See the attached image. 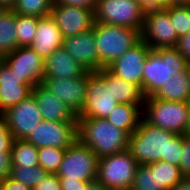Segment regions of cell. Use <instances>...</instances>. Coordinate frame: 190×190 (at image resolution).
<instances>
[{"label":"cell","mask_w":190,"mask_h":190,"mask_svg":"<svg viewBox=\"0 0 190 190\" xmlns=\"http://www.w3.org/2000/svg\"><path fill=\"white\" fill-rule=\"evenodd\" d=\"M0 190H32L20 181L8 177L4 182L0 183Z\"/></svg>","instance_id":"60d3db41"},{"label":"cell","mask_w":190,"mask_h":190,"mask_svg":"<svg viewBox=\"0 0 190 190\" xmlns=\"http://www.w3.org/2000/svg\"><path fill=\"white\" fill-rule=\"evenodd\" d=\"M17 47L16 14L12 10H5L0 17V59Z\"/></svg>","instance_id":"cb8c5ba5"},{"label":"cell","mask_w":190,"mask_h":190,"mask_svg":"<svg viewBox=\"0 0 190 190\" xmlns=\"http://www.w3.org/2000/svg\"><path fill=\"white\" fill-rule=\"evenodd\" d=\"M187 68H188L189 75H190V64L187 66Z\"/></svg>","instance_id":"f907efd6"},{"label":"cell","mask_w":190,"mask_h":190,"mask_svg":"<svg viewBox=\"0 0 190 190\" xmlns=\"http://www.w3.org/2000/svg\"><path fill=\"white\" fill-rule=\"evenodd\" d=\"M180 170L184 177L190 178V136L183 135L182 154L180 155Z\"/></svg>","instance_id":"e575fe53"},{"label":"cell","mask_w":190,"mask_h":190,"mask_svg":"<svg viewBox=\"0 0 190 190\" xmlns=\"http://www.w3.org/2000/svg\"><path fill=\"white\" fill-rule=\"evenodd\" d=\"M97 0H54V4L95 9Z\"/></svg>","instance_id":"ab89813d"},{"label":"cell","mask_w":190,"mask_h":190,"mask_svg":"<svg viewBox=\"0 0 190 190\" xmlns=\"http://www.w3.org/2000/svg\"><path fill=\"white\" fill-rule=\"evenodd\" d=\"M135 1L140 5L141 14L144 18L164 10V8L157 0H135Z\"/></svg>","instance_id":"8d00e7d4"},{"label":"cell","mask_w":190,"mask_h":190,"mask_svg":"<svg viewBox=\"0 0 190 190\" xmlns=\"http://www.w3.org/2000/svg\"><path fill=\"white\" fill-rule=\"evenodd\" d=\"M117 104L113 74L107 68L87 71L86 98L78 118H106Z\"/></svg>","instance_id":"5b68a950"},{"label":"cell","mask_w":190,"mask_h":190,"mask_svg":"<svg viewBox=\"0 0 190 190\" xmlns=\"http://www.w3.org/2000/svg\"><path fill=\"white\" fill-rule=\"evenodd\" d=\"M49 173L40 166L21 167L12 166L11 178L20 181L31 189L44 179Z\"/></svg>","instance_id":"4dcf8cb0"},{"label":"cell","mask_w":190,"mask_h":190,"mask_svg":"<svg viewBox=\"0 0 190 190\" xmlns=\"http://www.w3.org/2000/svg\"><path fill=\"white\" fill-rule=\"evenodd\" d=\"M38 27V17L16 15V35L18 46H29Z\"/></svg>","instance_id":"f1b7e54d"},{"label":"cell","mask_w":190,"mask_h":190,"mask_svg":"<svg viewBox=\"0 0 190 190\" xmlns=\"http://www.w3.org/2000/svg\"><path fill=\"white\" fill-rule=\"evenodd\" d=\"M128 190H138V189H134V188L131 187V188H129Z\"/></svg>","instance_id":"816d5d0a"},{"label":"cell","mask_w":190,"mask_h":190,"mask_svg":"<svg viewBox=\"0 0 190 190\" xmlns=\"http://www.w3.org/2000/svg\"><path fill=\"white\" fill-rule=\"evenodd\" d=\"M130 135L106 118H78L77 140L88 146L98 158L128 150Z\"/></svg>","instance_id":"7a4b0ae2"},{"label":"cell","mask_w":190,"mask_h":190,"mask_svg":"<svg viewBox=\"0 0 190 190\" xmlns=\"http://www.w3.org/2000/svg\"><path fill=\"white\" fill-rule=\"evenodd\" d=\"M86 72L63 47L53 51L45 59L44 77L68 79L83 76Z\"/></svg>","instance_id":"44dd1931"},{"label":"cell","mask_w":190,"mask_h":190,"mask_svg":"<svg viewBox=\"0 0 190 190\" xmlns=\"http://www.w3.org/2000/svg\"><path fill=\"white\" fill-rule=\"evenodd\" d=\"M94 21L131 28L141 33L144 17L135 0H97Z\"/></svg>","instance_id":"ba28073f"},{"label":"cell","mask_w":190,"mask_h":190,"mask_svg":"<svg viewBox=\"0 0 190 190\" xmlns=\"http://www.w3.org/2000/svg\"><path fill=\"white\" fill-rule=\"evenodd\" d=\"M81 190H108V189L96 179L88 182L85 188H82Z\"/></svg>","instance_id":"7bdbcfd3"},{"label":"cell","mask_w":190,"mask_h":190,"mask_svg":"<svg viewBox=\"0 0 190 190\" xmlns=\"http://www.w3.org/2000/svg\"><path fill=\"white\" fill-rule=\"evenodd\" d=\"M3 115L14 139H25L31 130L35 129L36 125L43 120L33 93L19 104L9 108Z\"/></svg>","instance_id":"7c38bea8"},{"label":"cell","mask_w":190,"mask_h":190,"mask_svg":"<svg viewBox=\"0 0 190 190\" xmlns=\"http://www.w3.org/2000/svg\"><path fill=\"white\" fill-rule=\"evenodd\" d=\"M66 149L54 147L38 148V164L48 173L56 174L65 155Z\"/></svg>","instance_id":"f546056e"},{"label":"cell","mask_w":190,"mask_h":190,"mask_svg":"<svg viewBox=\"0 0 190 190\" xmlns=\"http://www.w3.org/2000/svg\"><path fill=\"white\" fill-rule=\"evenodd\" d=\"M32 190H61V184L57 174L49 173L44 179L36 184Z\"/></svg>","instance_id":"d590c367"},{"label":"cell","mask_w":190,"mask_h":190,"mask_svg":"<svg viewBox=\"0 0 190 190\" xmlns=\"http://www.w3.org/2000/svg\"><path fill=\"white\" fill-rule=\"evenodd\" d=\"M42 85L59 97L78 116L86 98L87 72L76 78L44 77Z\"/></svg>","instance_id":"2e32d148"},{"label":"cell","mask_w":190,"mask_h":190,"mask_svg":"<svg viewBox=\"0 0 190 190\" xmlns=\"http://www.w3.org/2000/svg\"><path fill=\"white\" fill-rule=\"evenodd\" d=\"M161 6L166 9L172 6V0H157Z\"/></svg>","instance_id":"bcb514c9"},{"label":"cell","mask_w":190,"mask_h":190,"mask_svg":"<svg viewBox=\"0 0 190 190\" xmlns=\"http://www.w3.org/2000/svg\"><path fill=\"white\" fill-rule=\"evenodd\" d=\"M62 47L88 72L98 71V55L94 26L91 30L71 37H64Z\"/></svg>","instance_id":"e0dca14e"},{"label":"cell","mask_w":190,"mask_h":190,"mask_svg":"<svg viewBox=\"0 0 190 190\" xmlns=\"http://www.w3.org/2000/svg\"><path fill=\"white\" fill-rule=\"evenodd\" d=\"M142 107L135 104H117L106 119L115 127L131 135L142 120Z\"/></svg>","instance_id":"603a6c76"},{"label":"cell","mask_w":190,"mask_h":190,"mask_svg":"<svg viewBox=\"0 0 190 190\" xmlns=\"http://www.w3.org/2000/svg\"><path fill=\"white\" fill-rule=\"evenodd\" d=\"M98 156L88 147L76 140L70 145L56 173L59 178L90 182L96 180Z\"/></svg>","instance_id":"9c48e42d"},{"label":"cell","mask_w":190,"mask_h":190,"mask_svg":"<svg viewBox=\"0 0 190 190\" xmlns=\"http://www.w3.org/2000/svg\"><path fill=\"white\" fill-rule=\"evenodd\" d=\"M148 166L150 168H156L157 190L172 189L184 178L180 167L172 163L159 160Z\"/></svg>","instance_id":"4316f807"},{"label":"cell","mask_w":190,"mask_h":190,"mask_svg":"<svg viewBox=\"0 0 190 190\" xmlns=\"http://www.w3.org/2000/svg\"><path fill=\"white\" fill-rule=\"evenodd\" d=\"M189 102L161 100L153 96L145 98L142 118L153 126L186 134Z\"/></svg>","instance_id":"8992f818"},{"label":"cell","mask_w":190,"mask_h":190,"mask_svg":"<svg viewBox=\"0 0 190 190\" xmlns=\"http://www.w3.org/2000/svg\"><path fill=\"white\" fill-rule=\"evenodd\" d=\"M4 12H5V9H4L2 6H0V17H1V15H2Z\"/></svg>","instance_id":"681fc988"},{"label":"cell","mask_w":190,"mask_h":190,"mask_svg":"<svg viewBox=\"0 0 190 190\" xmlns=\"http://www.w3.org/2000/svg\"><path fill=\"white\" fill-rule=\"evenodd\" d=\"M184 57L187 64H190V31L178 38V43L175 47Z\"/></svg>","instance_id":"f35d334b"},{"label":"cell","mask_w":190,"mask_h":190,"mask_svg":"<svg viewBox=\"0 0 190 190\" xmlns=\"http://www.w3.org/2000/svg\"><path fill=\"white\" fill-rule=\"evenodd\" d=\"M169 190H190V178L184 177L179 183Z\"/></svg>","instance_id":"ee69618b"},{"label":"cell","mask_w":190,"mask_h":190,"mask_svg":"<svg viewBox=\"0 0 190 190\" xmlns=\"http://www.w3.org/2000/svg\"><path fill=\"white\" fill-rule=\"evenodd\" d=\"M51 16L64 37L91 30L94 26V9L54 4Z\"/></svg>","instance_id":"9a60e30c"},{"label":"cell","mask_w":190,"mask_h":190,"mask_svg":"<svg viewBox=\"0 0 190 190\" xmlns=\"http://www.w3.org/2000/svg\"><path fill=\"white\" fill-rule=\"evenodd\" d=\"M173 27L166 9L149 15L144 18L143 28L140 33L141 40L154 50L174 48L179 37Z\"/></svg>","instance_id":"4fadbf2b"},{"label":"cell","mask_w":190,"mask_h":190,"mask_svg":"<svg viewBox=\"0 0 190 190\" xmlns=\"http://www.w3.org/2000/svg\"><path fill=\"white\" fill-rule=\"evenodd\" d=\"M94 36L97 46L98 71L107 68L141 40L138 30L97 22L94 23Z\"/></svg>","instance_id":"277c9868"},{"label":"cell","mask_w":190,"mask_h":190,"mask_svg":"<svg viewBox=\"0 0 190 190\" xmlns=\"http://www.w3.org/2000/svg\"><path fill=\"white\" fill-rule=\"evenodd\" d=\"M14 137L9 132L8 123L3 114H0V153L11 152Z\"/></svg>","instance_id":"836d02e7"},{"label":"cell","mask_w":190,"mask_h":190,"mask_svg":"<svg viewBox=\"0 0 190 190\" xmlns=\"http://www.w3.org/2000/svg\"><path fill=\"white\" fill-rule=\"evenodd\" d=\"M63 36L52 16L38 18L33 42L29 45L44 60L62 47Z\"/></svg>","instance_id":"ffe728a7"},{"label":"cell","mask_w":190,"mask_h":190,"mask_svg":"<svg viewBox=\"0 0 190 190\" xmlns=\"http://www.w3.org/2000/svg\"><path fill=\"white\" fill-rule=\"evenodd\" d=\"M32 88L0 59V114L19 104Z\"/></svg>","instance_id":"ac0fdd59"},{"label":"cell","mask_w":190,"mask_h":190,"mask_svg":"<svg viewBox=\"0 0 190 190\" xmlns=\"http://www.w3.org/2000/svg\"><path fill=\"white\" fill-rule=\"evenodd\" d=\"M12 158L11 152L0 153V183L11 177Z\"/></svg>","instance_id":"74e56055"},{"label":"cell","mask_w":190,"mask_h":190,"mask_svg":"<svg viewBox=\"0 0 190 190\" xmlns=\"http://www.w3.org/2000/svg\"><path fill=\"white\" fill-rule=\"evenodd\" d=\"M151 48L142 40L113 61L107 69L115 76L137 84L143 91V67Z\"/></svg>","instance_id":"5bb4252c"},{"label":"cell","mask_w":190,"mask_h":190,"mask_svg":"<svg viewBox=\"0 0 190 190\" xmlns=\"http://www.w3.org/2000/svg\"><path fill=\"white\" fill-rule=\"evenodd\" d=\"M166 10L177 36L187 34L190 31V5H175Z\"/></svg>","instance_id":"1f68e13d"},{"label":"cell","mask_w":190,"mask_h":190,"mask_svg":"<svg viewBox=\"0 0 190 190\" xmlns=\"http://www.w3.org/2000/svg\"><path fill=\"white\" fill-rule=\"evenodd\" d=\"M54 0H17L12 11L16 15L43 18L51 15Z\"/></svg>","instance_id":"83f0119b"},{"label":"cell","mask_w":190,"mask_h":190,"mask_svg":"<svg viewBox=\"0 0 190 190\" xmlns=\"http://www.w3.org/2000/svg\"><path fill=\"white\" fill-rule=\"evenodd\" d=\"M175 5H190V0H172V6Z\"/></svg>","instance_id":"7dc6e473"},{"label":"cell","mask_w":190,"mask_h":190,"mask_svg":"<svg viewBox=\"0 0 190 190\" xmlns=\"http://www.w3.org/2000/svg\"><path fill=\"white\" fill-rule=\"evenodd\" d=\"M17 0H0V6L5 10H12L16 5Z\"/></svg>","instance_id":"f6af8a7d"},{"label":"cell","mask_w":190,"mask_h":190,"mask_svg":"<svg viewBox=\"0 0 190 190\" xmlns=\"http://www.w3.org/2000/svg\"><path fill=\"white\" fill-rule=\"evenodd\" d=\"M187 66L186 60L175 47L151 49L142 69L144 97L154 96L167 80L184 71Z\"/></svg>","instance_id":"3957f363"},{"label":"cell","mask_w":190,"mask_h":190,"mask_svg":"<svg viewBox=\"0 0 190 190\" xmlns=\"http://www.w3.org/2000/svg\"><path fill=\"white\" fill-rule=\"evenodd\" d=\"M138 163L129 150L102 157L98 161L96 179L108 190L132 187Z\"/></svg>","instance_id":"52a82bcc"},{"label":"cell","mask_w":190,"mask_h":190,"mask_svg":"<svg viewBox=\"0 0 190 190\" xmlns=\"http://www.w3.org/2000/svg\"><path fill=\"white\" fill-rule=\"evenodd\" d=\"M153 97L161 100L189 102L190 75L188 68L167 80Z\"/></svg>","instance_id":"7402d4cb"},{"label":"cell","mask_w":190,"mask_h":190,"mask_svg":"<svg viewBox=\"0 0 190 190\" xmlns=\"http://www.w3.org/2000/svg\"><path fill=\"white\" fill-rule=\"evenodd\" d=\"M24 140L37 148L49 146L67 149L77 140V122L42 120Z\"/></svg>","instance_id":"30bf717a"},{"label":"cell","mask_w":190,"mask_h":190,"mask_svg":"<svg viewBox=\"0 0 190 190\" xmlns=\"http://www.w3.org/2000/svg\"><path fill=\"white\" fill-rule=\"evenodd\" d=\"M1 60L31 88L42 84L45 60L30 46L17 47Z\"/></svg>","instance_id":"8fae6325"},{"label":"cell","mask_w":190,"mask_h":190,"mask_svg":"<svg viewBox=\"0 0 190 190\" xmlns=\"http://www.w3.org/2000/svg\"><path fill=\"white\" fill-rule=\"evenodd\" d=\"M132 188L138 190H157L156 168L138 165Z\"/></svg>","instance_id":"d6a6232c"},{"label":"cell","mask_w":190,"mask_h":190,"mask_svg":"<svg viewBox=\"0 0 190 190\" xmlns=\"http://www.w3.org/2000/svg\"><path fill=\"white\" fill-rule=\"evenodd\" d=\"M190 136V101H189V110H188V122H187V128H186V134Z\"/></svg>","instance_id":"c3c4849f"},{"label":"cell","mask_w":190,"mask_h":190,"mask_svg":"<svg viewBox=\"0 0 190 190\" xmlns=\"http://www.w3.org/2000/svg\"><path fill=\"white\" fill-rule=\"evenodd\" d=\"M61 190H81L85 188L88 182L80 180H67V178H59Z\"/></svg>","instance_id":"b9f144b4"},{"label":"cell","mask_w":190,"mask_h":190,"mask_svg":"<svg viewBox=\"0 0 190 190\" xmlns=\"http://www.w3.org/2000/svg\"><path fill=\"white\" fill-rule=\"evenodd\" d=\"M11 158L12 166H39L38 148L24 139H14L11 149Z\"/></svg>","instance_id":"484cf974"},{"label":"cell","mask_w":190,"mask_h":190,"mask_svg":"<svg viewBox=\"0 0 190 190\" xmlns=\"http://www.w3.org/2000/svg\"><path fill=\"white\" fill-rule=\"evenodd\" d=\"M113 92L118 103L135 104L143 108L145 97L142 88L113 74Z\"/></svg>","instance_id":"d4e9b609"},{"label":"cell","mask_w":190,"mask_h":190,"mask_svg":"<svg viewBox=\"0 0 190 190\" xmlns=\"http://www.w3.org/2000/svg\"><path fill=\"white\" fill-rule=\"evenodd\" d=\"M183 135L148 124L143 118L129 138L128 150L138 165L159 160L180 166Z\"/></svg>","instance_id":"6da1fadb"},{"label":"cell","mask_w":190,"mask_h":190,"mask_svg":"<svg viewBox=\"0 0 190 190\" xmlns=\"http://www.w3.org/2000/svg\"><path fill=\"white\" fill-rule=\"evenodd\" d=\"M32 93L45 121L77 122L78 116L59 97L42 84L35 85Z\"/></svg>","instance_id":"d6986e66"}]
</instances>
